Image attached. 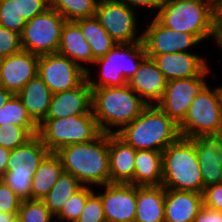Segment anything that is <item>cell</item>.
Masks as SVG:
<instances>
[{"instance_id":"1","label":"cell","mask_w":222,"mask_h":222,"mask_svg":"<svg viewBox=\"0 0 222 222\" xmlns=\"http://www.w3.org/2000/svg\"><path fill=\"white\" fill-rule=\"evenodd\" d=\"M55 154L64 172L83 186L110 184L109 133L100 132L93 140L62 147Z\"/></svg>"},{"instance_id":"2","label":"cell","mask_w":222,"mask_h":222,"mask_svg":"<svg viewBox=\"0 0 222 222\" xmlns=\"http://www.w3.org/2000/svg\"><path fill=\"white\" fill-rule=\"evenodd\" d=\"M91 89L92 113L100 131L104 133H118L148 105L127 84Z\"/></svg>"},{"instance_id":"3","label":"cell","mask_w":222,"mask_h":222,"mask_svg":"<svg viewBox=\"0 0 222 222\" xmlns=\"http://www.w3.org/2000/svg\"><path fill=\"white\" fill-rule=\"evenodd\" d=\"M116 134L135 150L160 152L181 137L179 126L157 104L147 105L137 118Z\"/></svg>"},{"instance_id":"4","label":"cell","mask_w":222,"mask_h":222,"mask_svg":"<svg viewBox=\"0 0 222 222\" xmlns=\"http://www.w3.org/2000/svg\"><path fill=\"white\" fill-rule=\"evenodd\" d=\"M153 17L163 26L194 34L201 41L213 39L217 30L215 5L210 0H164Z\"/></svg>"},{"instance_id":"5","label":"cell","mask_w":222,"mask_h":222,"mask_svg":"<svg viewBox=\"0 0 222 222\" xmlns=\"http://www.w3.org/2000/svg\"><path fill=\"white\" fill-rule=\"evenodd\" d=\"M165 189L203 194L204 185L194 138L180 137L162 152V184Z\"/></svg>"},{"instance_id":"6","label":"cell","mask_w":222,"mask_h":222,"mask_svg":"<svg viewBox=\"0 0 222 222\" xmlns=\"http://www.w3.org/2000/svg\"><path fill=\"white\" fill-rule=\"evenodd\" d=\"M146 57L143 40L131 44L117 43L104 57L95 60L94 65L100 66L99 79L91 78L90 71L87 72L90 87L101 88L126 85Z\"/></svg>"},{"instance_id":"7","label":"cell","mask_w":222,"mask_h":222,"mask_svg":"<svg viewBox=\"0 0 222 222\" xmlns=\"http://www.w3.org/2000/svg\"><path fill=\"white\" fill-rule=\"evenodd\" d=\"M100 132L91 110L88 114L45 119L38 125L37 135L50 153H55L62 147L93 140Z\"/></svg>"},{"instance_id":"8","label":"cell","mask_w":222,"mask_h":222,"mask_svg":"<svg viewBox=\"0 0 222 222\" xmlns=\"http://www.w3.org/2000/svg\"><path fill=\"white\" fill-rule=\"evenodd\" d=\"M50 153L38 135H34L24 145L11 150L7 171L0 178L16 195L30 199L31 182L40 163Z\"/></svg>"},{"instance_id":"9","label":"cell","mask_w":222,"mask_h":222,"mask_svg":"<svg viewBox=\"0 0 222 222\" xmlns=\"http://www.w3.org/2000/svg\"><path fill=\"white\" fill-rule=\"evenodd\" d=\"M211 88L208 85L193 99L185 119L179 125L181 137L222 134V87Z\"/></svg>"},{"instance_id":"10","label":"cell","mask_w":222,"mask_h":222,"mask_svg":"<svg viewBox=\"0 0 222 222\" xmlns=\"http://www.w3.org/2000/svg\"><path fill=\"white\" fill-rule=\"evenodd\" d=\"M65 22L58 11L47 8L27 21L21 34L22 49L37 56L57 53Z\"/></svg>"},{"instance_id":"11","label":"cell","mask_w":222,"mask_h":222,"mask_svg":"<svg viewBox=\"0 0 222 222\" xmlns=\"http://www.w3.org/2000/svg\"><path fill=\"white\" fill-rule=\"evenodd\" d=\"M136 13L116 0H99L95 17L114 41L131 44L143 40V34H137L139 28Z\"/></svg>"},{"instance_id":"12","label":"cell","mask_w":222,"mask_h":222,"mask_svg":"<svg viewBox=\"0 0 222 222\" xmlns=\"http://www.w3.org/2000/svg\"><path fill=\"white\" fill-rule=\"evenodd\" d=\"M38 75L52 94L74 89L87 78L82 67L59 53L39 56Z\"/></svg>"},{"instance_id":"13","label":"cell","mask_w":222,"mask_h":222,"mask_svg":"<svg viewBox=\"0 0 222 222\" xmlns=\"http://www.w3.org/2000/svg\"><path fill=\"white\" fill-rule=\"evenodd\" d=\"M205 78L206 76H194L167 81L164 95L157 106L179 126L193 99L208 86Z\"/></svg>"},{"instance_id":"14","label":"cell","mask_w":222,"mask_h":222,"mask_svg":"<svg viewBox=\"0 0 222 222\" xmlns=\"http://www.w3.org/2000/svg\"><path fill=\"white\" fill-rule=\"evenodd\" d=\"M142 31L147 55L188 52L202 41L194 34L179 32L163 26L155 17Z\"/></svg>"},{"instance_id":"15","label":"cell","mask_w":222,"mask_h":222,"mask_svg":"<svg viewBox=\"0 0 222 222\" xmlns=\"http://www.w3.org/2000/svg\"><path fill=\"white\" fill-rule=\"evenodd\" d=\"M99 192L106 222H134L136 216L137 186L127 183H110Z\"/></svg>"},{"instance_id":"16","label":"cell","mask_w":222,"mask_h":222,"mask_svg":"<svg viewBox=\"0 0 222 222\" xmlns=\"http://www.w3.org/2000/svg\"><path fill=\"white\" fill-rule=\"evenodd\" d=\"M147 57L153 59L167 81L206 76L211 70L203 56L192 52L147 55Z\"/></svg>"},{"instance_id":"17","label":"cell","mask_w":222,"mask_h":222,"mask_svg":"<svg viewBox=\"0 0 222 222\" xmlns=\"http://www.w3.org/2000/svg\"><path fill=\"white\" fill-rule=\"evenodd\" d=\"M39 56L20 51L5 57L0 72V86L17 95L26 83L38 75Z\"/></svg>"},{"instance_id":"18","label":"cell","mask_w":222,"mask_h":222,"mask_svg":"<svg viewBox=\"0 0 222 222\" xmlns=\"http://www.w3.org/2000/svg\"><path fill=\"white\" fill-rule=\"evenodd\" d=\"M195 150L204 188L222 182V134L199 135Z\"/></svg>"},{"instance_id":"19","label":"cell","mask_w":222,"mask_h":222,"mask_svg":"<svg viewBox=\"0 0 222 222\" xmlns=\"http://www.w3.org/2000/svg\"><path fill=\"white\" fill-rule=\"evenodd\" d=\"M92 89L86 78L74 89L52 94L46 119L88 114L92 110Z\"/></svg>"},{"instance_id":"20","label":"cell","mask_w":222,"mask_h":222,"mask_svg":"<svg viewBox=\"0 0 222 222\" xmlns=\"http://www.w3.org/2000/svg\"><path fill=\"white\" fill-rule=\"evenodd\" d=\"M167 80L152 58L146 57L127 85L148 105L157 104L163 97Z\"/></svg>"},{"instance_id":"21","label":"cell","mask_w":222,"mask_h":222,"mask_svg":"<svg viewBox=\"0 0 222 222\" xmlns=\"http://www.w3.org/2000/svg\"><path fill=\"white\" fill-rule=\"evenodd\" d=\"M136 150L116 133L109 134L110 183L129 184L134 178Z\"/></svg>"},{"instance_id":"22","label":"cell","mask_w":222,"mask_h":222,"mask_svg":"<svg viewBox=\"0 0 222 222\" xmlns=\"http://www.w3.org/2000/svg\"><path fill=\"white\" fill-rule=\"evenodd\" d=\"M203 206V194L165 189V222H193Z\"/></svg>"},{"instance_id":"23","label":"cell","mask_w":222,"mask_h":222,"mask_svg":"<svg viewBox=\"0 0 222 222\" xmlns=\"http://www.w3.org/2000/svg\"><path fill=\"white\" fill-rule=\"evenodd\" d=\"M57 53L68 57L86 72L90 71V69L82 63L87 65L95 62L90 45L84 38L80 26L75 21L66 20L64 23Z\"/></svg>"},{"instance_id":"24","label":"cell","mask_w":222,"mask_h":222,"mask_svg":"<svg viewBox=\"0 0 222 222\" xmlns=\"http://www.w3.org/2000/svg\"><path fill=\"white\" fill-rule=\"evenodd\" d=\"M17 96L37 125L46 119L52 93L39 75L29 80Z\"/></svg>"},{"instance_id":"25","label":"cell","mask_w":222,"mask_h":222,"mask_svg":"<svg viewBox=\"0 0 222 222\" xmlns=\"http://www.w3.org/2000/svg\"><path fill=\"white\" fill-rule=\"evenodd\" d=\"M165 188L137 186L136 216L134 222H165Z\"/></svg>"},{"instance_id":"26","label":"cell","mask_w":222,"mask_h":222,"mask_svg":"<svg viewBox=\"0 0 222 222\" xmlns=\"http://www.w3.org/2000/svg\"><path fill=\"white\" fill-rule=\"evenodd\" d=\"M134 178L129 183L135 186H160L162 184V152L136 150Z\"/></svg>"},{"instance_id":"27","label":"cell","mask_w":222,"mask_h":222,"mask_svg":"<svg viewBox=\"0 0 222 222\" xmlns=\"http://www.w3.org/2000/svg\"><path fill=\"white\" fill-rule=\"evenodd\" d=\"M63 172L60 158L55 153H49L33 175L30 199L42 200Z\"/></svg>"},{"instance_id":"28","label":"cell","mask_w":222,"mask_h":222,"mask_svg":"<svg viewBox=\"0 0 222 222\" xmlns=\"http://www.w3.org/2000/svg\"><path fill=\"white\" fill-rule=\"evenodd\" d=\"M75 22L89 43L95 60L104 57L117 44L95 16L81 18Z\"/></svg>"},{"instance_id":"29","label":"cell","mask_w":222,"mask_h":222,"mask_svg":"<svg viewBox=\"0 0 222 222\" xmlns=\"http://www.w3.org/2000/svg\"><path fill=\"white\" fill-rule=\"evenodd\" d=\"M83 185L71 174L63 172L49 193L42 199L49 211L55 216Z\"/></svg>"},{"instance_id":"30","label":"cell","mask_w":222,"mask_h":222,"mask_svg":"<svg viewBox=\"0 0 222 222\" xmlns=\"http://www.w3.org/2000/svg\"><path fill=\"white\" fill-rule=\"evenodd\" d=\"M49 8L58 11L67 21L95 16L99 0H47Z\"/></svg>"},{"instance_id":"31","label":"cell","mask_w":222,"mask_h":222,"mask_svg":"<svg viewBox=\"0 0 222 222\" xmlns=\"http://www.w3.org/2000/svg\"><path fill=\"white\" fill-rule=\"evenodd\" d=\"M13 124L17 126H38L27 113L17 95H12L0 109V126Z\"/></svg>"},{"instance_id":"32","label":"cell","mask_w":222,"mask_h":222,"mask_svg":"<svg viewBox=\"0 0 222 222\" xmlns=\"http://www.w3.org/2000/svg\"><path fill=\"white\" fill-rule=\"evenodd\" d=\"M38 134V126H17L4 124L0 126V147L13 150L24 145Z\"/></svg>"},{"instance_id":"33","label":"cell","mask_w":222,"mask_h":222,"mask_svg":"<svg viewBox=\"0 0 222 222\" xmlns=\"http://www.w3.org/2000/svg\"><path fill=\"white\" fill-rule=\"evenodd\" d=\"M93 191L92 186H83L68 199L63 208L55 215V219L63 222H76L85 207L88 196Z\"/></svg>"},{"instance_id":"34","label":"cell","mask_w":222,"mask_h":222,"mask_svg":"<svg viewBox=\"0 0 222 222\" xmlns=\"http://www.w3.org/2000/svg\"><path fill=\"white\" fill-rule=\"evenodd\" d=\"M21 222H51L55 216L46 207L43 200H22L18 216Z\"/></svg>"},{"instance_id":"35","label":"cell","mask_w":222,"mask_h":222,"mask_svg":"<svg viewBox=\"0 0 222 222\" xmlns=\"http://www.w3.org/2000/svg\"><path fill=\"white\" fill-rule=\"evenodd\" d=\"M27 21L20 15L18 0H0V25L22 34Z\"/></svg>"},{"instance_id":"36","label":"cell","mask_w":222,"mask_h":222,"mask_svg":"<svg viewBox=\"0 0 222 222\" xmlns=\"http://www.w3.org/2000/svg\"><path fill=\"white\" fill-rule=\"evenodd\" d=\"M76 222H106L103 204L98 192H92Z\"/></svg>"},{"instance_id":"37","label":"cell","mask_w":222,"mask_h":222,"mask_svg":"<svg viewBox=\"0 0 222 222\" xmlns=\"http://www.w3.org/2000/svg\"><path fill=\"white\" fill-rule=\"evenodd\" d=\"M22 50L21 34L0 25V55L5 58Z\"/></svg>"},{"instance_id":"38","label":"cell","mask_w":222,"mask_h":222,"mask_svg":"<svg viewBox=\"0 0 222 222\" xmlns=\"http://www.w3.org/2000/svg\"><path fill=\"white\" fill-rule=\"evenodd\" d=\"M22 199L0 179V211L18 214Z\"/></svg>"},{"instance_id":"39","label":"cell","mask_w":222,"mask_h":222,"mask_svg":"<svg viewBox=\"0 0 222 222\" xmlns=\"http://www.w3.org/2000/svg\"><path fill=\"white\" fill-rule=\"evenodd\" d=\"M18 8L20 15L29 21L43 13L49 6L47 0H18Z\"/></svg>"},{"instance_id":"40","label":"cell","mask_w":222,"mask_h":222,"mask_svg":"<svg viewBox=\"0 0 222 222\" xmlns=\"http://www.w3.org/2000/svg\"><path fill=\"white\" fill-rule=\"evenodd\" d=\"M203 205L222 211V182L204 188Z\"/></svg>"},{"instance_id":"41","label":"cell","mask_w":222,"mask_h":222,"mask_svg":"<svg viewBox=\"0 0 222 222\" xmlns=\"http://www.w3.org/2000/svg\"><path fill=\"white\" fill-rule=\"evenodd\" d=\"M193 222H222V211L203 205Z\"/></svg>"},{"instance_id":"42","label":"cell","mask_w":222,"mask_h":222,"mask_svg":"<svg viewBox=\"0 0 222 222\" xmlns=\"http://www.w3.org/2000/svg\"><path fill=\"white\" fill-rule=\"evenodd\" d=\"M135 10V7L146 8L150 10L157 9V13L164 0H116Z\"/></svg>"},{"instance_id":"43","label":"cell","mask_w":222,"mask_h":222,"mask_svg":"<svg viewBox=\"0 0 222 222\" xmlns=\"http://www.w3.org/2000/svg\"><path fill=\"white\" fill-rule=\"evenodd\" d=\"M11 150L0 147V178L6 173Z\"/></svg>"},{"instance_id":"44","label":"cell","mask_w":222,"mask_h":222,"mask_svg":"<svg viewBox=\"0 0 222 222\" xmlns=\"http://www.w3.org/2000/svg\"><path fill=\"white\" fill-rule=\"evenodd\" d=\"M216 10V26L222 30V0L215 5Z\"/></svg>"},{"instance_id":"45","label":"cell","mask_w":222,"mask_h":222,"mask_svg":"<svg viewBox=\"0 0 222 222\" xmlns=\"http://www.w3.org/2000/svg\"><path fill=\"white\" fill-rule=\"evenodd\" d=\"M12 95L13 94L10 91H7L3 86H0V109L6 104Z\"/></svg>"},{"instance_id":"46","label":"cell","mask_w":222,"mask_h":222,"mask_svg":"<svg viewBox=\"0 0 222 222\" xmlns=\"http://www.w3.org/2000/svg\"><path fill=\"white\" fill-rule=\"evenodd\" d=\"M18 214H10L0 211V222H12Z\"/></svg>"},{"instance_id":"47","label":"cell","mask_w":222,"mask_h":222,"mask_svg":"<svg viewBox=\"0 0 222 222\" xmlns=\"http://www.w3.org/2000/svg\"><path fill=\"white\" fill-rule=\"evenodd\" d=\"M214 42H217L219 49L221 48L222 50V30L221 29H217L216 33L212 39Z\"/></svg>"},{"instance_id":"48","label":"cell","mask_w":222,"mask_h":222,"mask_svg":"<svg viewBox=\"0 0 222 222\" xmlns=\"http://www.w3.org/2000/svg\"><path fill=\"white\" fill-rule=\"evenodd\" d=\"M3 59H4V58L0 55V72H1V67H2Z\"/></svg>"},{"instance_id":"49","label":"cell","mask_w":222,"mask_h":222,"mask_svg":"<svg viewBox=\"0 0 222 222\" xmlns=\"http://www.w3.org/2000/svg\"><path fill=\"white\" fill-rule=\"evenodd\" d=\"M214 5H216L221 0H210Z\"/></svg>"},{"instance_id":"50","label":"cell","mask_w":222,"mask_h":222,"mask_svg":"<svg viewBox=\"0 0 222 222\" xmlns=\"http://www.w3.org/2000/svg\"><path fill=\"white\" fill-rule=\"evenodd\" d=\"M12 222H21L18 217H16Z\"/></svg>"}]
</instances>
